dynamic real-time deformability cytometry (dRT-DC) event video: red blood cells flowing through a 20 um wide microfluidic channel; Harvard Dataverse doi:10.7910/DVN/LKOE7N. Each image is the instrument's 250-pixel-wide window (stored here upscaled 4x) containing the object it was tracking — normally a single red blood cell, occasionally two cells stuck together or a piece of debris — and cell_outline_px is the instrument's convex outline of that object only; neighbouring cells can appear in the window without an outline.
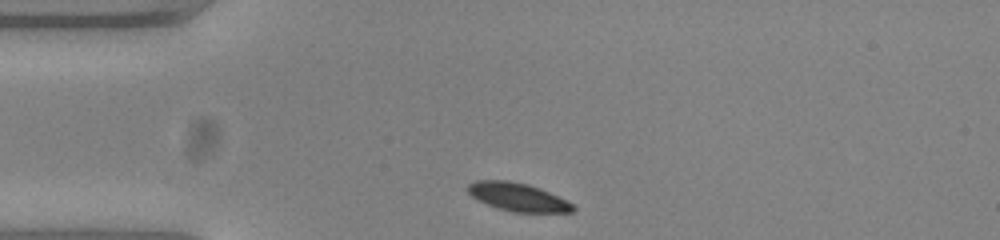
{"species": "common noctule bat (a hibernating species)", "species_latin": "Nyctalus noctula", "temperature_condition": "warm", "stored_images_in_passage": 32, "camera_frame_rate_fps": 3000, "um_per_image_px": 0.085, "animal": {"sex": "female", "body_mass_g": 23.0, "forearm_length_mm": 53.4}, "frame": {"image": 1, "passage_image": 1, "time_ms": 0.0, "image_size_px": [1000, 240], "cell_outline_px": [[576, 208], [572, 212], [512, 212], [496, 208], [472, 196], [468, 192], [468, 184], [476, 180], [508, 180], [528, 184], [540, 188], [572, 204]], "centroid_in_image_um": [43.99, 16.74], "position_along_channel_um": 41.0, "area_um2": 17.05}}
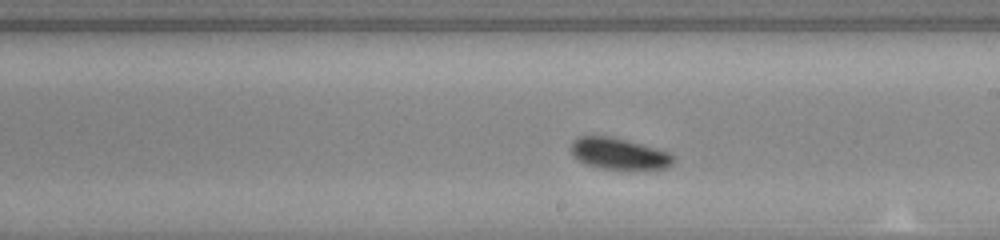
{"frame": {"image": 2, "passage_image": 19, "time_ms": 6.0, "image_size_px": [1000, 240], "cell_outline_px": [[672, 164], [664, 168], [640, 172], [632, 172], [600, 168], [584, 164], [572, 156], [568, 148], [572, 140], [580, 136], [612, 136], [668, 152], [672, 156]], "centroid_in_image_um": [52.54, 13.11], "position_along_channel_um": 236.5, "area_um2": 19.48}}
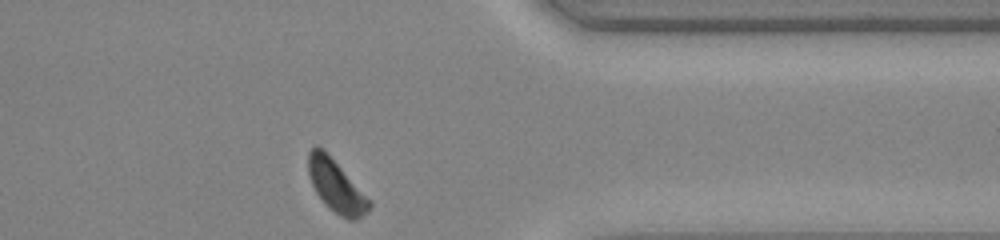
{"frame": {"image": 3, "passage_image": 32, "time_ms": 10.333, "image_size_px": [1000, 240], "cell_outline_px": [[372, 204], [368, 212], [356, 220], [348, 220], [340, 216], [328, 208], [316, 192], [312, 184], [308, 172], [308, 152], [316, 144], [324, 148], [372, 200]], "centroid_in_image_um": [28.6, 15.8], "position_along_channel_um": 382.8, "area_um2": 19.02}, "authors_computed_cell_mechanics": {"area_um2": 18.6405, "velocity_mm_per_s": 3.6958, "shape_relaxation_time_tau1_ms": 1.1396, "shape_relaxation_time_tau2_ms": null, "deformation_change_tau1": 0.0924, "deformation_change_tau2": null}}